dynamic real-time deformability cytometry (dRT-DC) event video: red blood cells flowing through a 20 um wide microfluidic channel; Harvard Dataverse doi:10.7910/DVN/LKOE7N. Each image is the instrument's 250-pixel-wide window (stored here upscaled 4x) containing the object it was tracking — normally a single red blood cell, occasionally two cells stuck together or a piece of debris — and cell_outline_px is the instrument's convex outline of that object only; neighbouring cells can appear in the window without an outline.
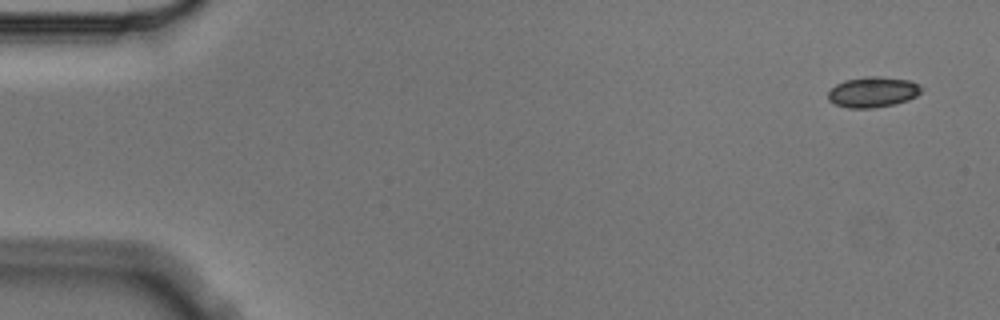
{"species": "Egyptian fruit bat (a non-hibernating species)", "species_latin": "Rousettus aegyptiacus", "temperature_condition": "cold", "stored_images_in_passage": 6, "segment_of_instrument_passage": [1, 2], "camera_frame_rate_fps": 3000, "um_per_image_px": 0.085, "animal": {"sex": "male"}, "frame": {"image": 1, "passage_image": 1, "time_ms": 0.0, "image_size_px": [1000, 320], "cell_outline_px": [[924, 88], [916, 96], [908, 100], [892, 104], [872, 108], [848, 108], [836, 104], [828, 100], [828, 92], [836, 84], [844, 80], [868, 76], [876, 76], [908, 80], [920, 84]], "centroid_in_image_um": [74.19, 7.82], "position_along_channel_um": 10.8, "area_um2": 16.53}}
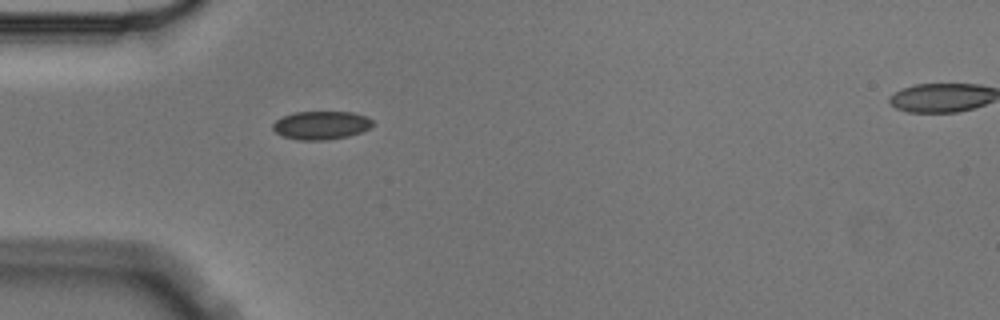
{"frame": {"image": 2, "passage_image": 5, "time_ms": 1.333, "image_size_px": [1000, 320], "cell_outline_px": [[376, 124], [360, 132], [348, 136], [324, 140], [300, 140], [284, 136], [276, 132], [272, 128], [272, 124], [276, 120], [284, 116], [296, 112], [352, 112], [368, 116]], "centroid_in_image_um": [27.33, 10.64], "position_along_channel_um": 57.7, "area_um2": 16.42}}